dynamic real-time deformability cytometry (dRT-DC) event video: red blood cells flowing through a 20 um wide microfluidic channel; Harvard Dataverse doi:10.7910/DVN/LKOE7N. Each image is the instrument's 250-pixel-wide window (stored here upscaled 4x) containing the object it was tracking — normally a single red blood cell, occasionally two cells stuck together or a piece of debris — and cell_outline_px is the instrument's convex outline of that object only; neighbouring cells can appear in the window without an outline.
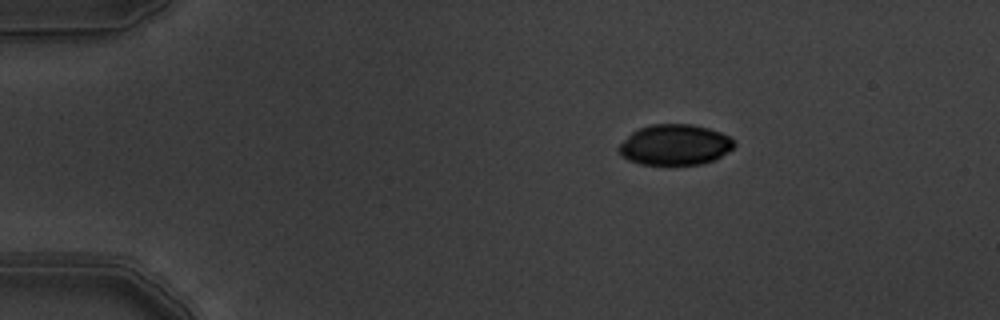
{"species": "common noctule bat (a hibernating species)", "species_latin": "Nyctalus noctula", "temperature_condition": "warm", "stored_images_in_passage": 4, "camera_frame_rate_fps": 3000, "um_per_image_px": 0.085, "animal": {"sex": "male", "body_mass_g": 19.5, "forearm_length_mm": 54.6}, "frame": {"image": 1, "passage_image": 1, "time_ms": 0.0, "image_size_px": [1000, 320], "cell_outline_px": [[736, 144], [728, 152], [712, 160], [700, 164], [640, 164], [628, 160], [616, 148], [632, 132], [640, 128], [652, 124], [692, 124], [708, 128], [720, 132], [728, 136]], "centroid_in_image_um": [57.36, 12.3], "position_along_channel_um": 27.6, "area_um2": 26.99}}
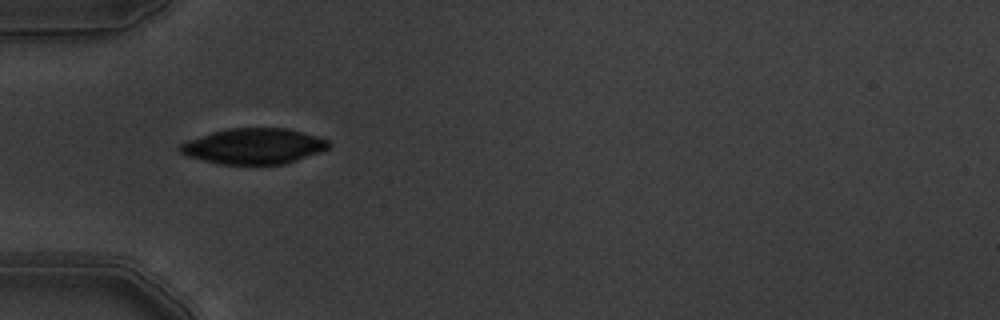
{"frame": {"image": 2, "passage_image": 3, "time_ms": 0.667, "image_size_px": [1000, 320], "cell_outline_px": [[332, 144], [328, 148], [320, 152], [284, 164], [220, 164], [188, 156], [180, 152], [180, 144], [188, 140], [212, 132], [228, 128], [288, 128], [304, 132], [328, 140]], "centroid_in_image_um": [21.6, 12.42], "position_along_channel_um": 63.4, "area_um2": 30.69}}
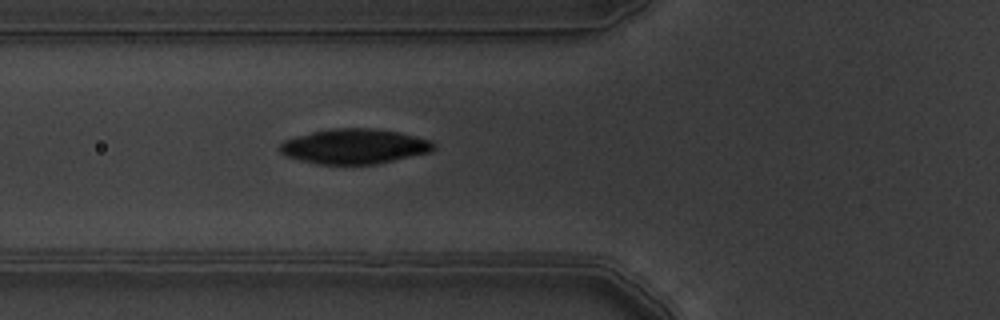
{"frame": {"image": 3, "passage_image": 4, "time_ms": 1.0, "image_size_px": [1000, 320], "cell_outline_px": [[436, 148], [432, 152], [376, 164], [316, 164], [284, 156], [280, 152], [280, 144], [284, 140], [296, 136], [312, 132], [332, 128], [372, 128], [400, 132], [432, 140], [436, 144]], "centroid_in_image_um": [30.16, 12.44], "position_along_channel_um": 95.6, "area_um2": 31.62}}